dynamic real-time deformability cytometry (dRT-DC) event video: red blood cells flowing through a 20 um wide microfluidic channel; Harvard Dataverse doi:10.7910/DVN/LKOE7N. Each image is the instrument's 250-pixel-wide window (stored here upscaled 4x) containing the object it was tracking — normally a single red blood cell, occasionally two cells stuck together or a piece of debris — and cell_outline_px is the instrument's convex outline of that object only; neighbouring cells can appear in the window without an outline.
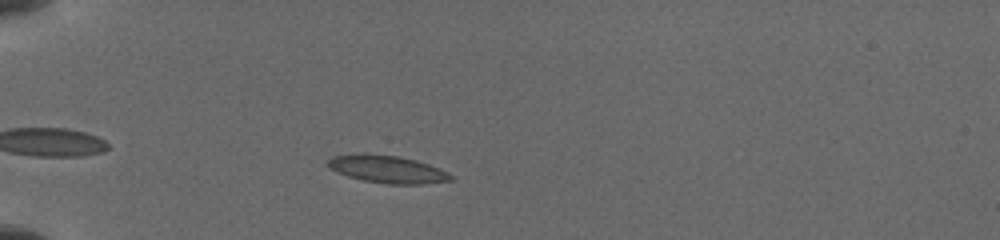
{"species": "common noctule bat (a hibernating species)", "species_latin": "Nyctalus noctula", "temperature_condition": "cold", "stored_images_in_passage": 12, "camera_frame_rate_fps": 3000, "um_per_image_px": 0.085, "animal": {"sex": "female", "body_mass_g": 19.5, "forearm_length_mm": 54.1}, "frame": {"image": 1, "passage_image": 5, "time_ms": 2.667, "image_size_px": [1000, 240], "cell_outline_px": [[452, 180], [420, 184], [388, 184], [364, 180], [348, 176], [336, 172], [328, 168], [328, 160], [332, 156], [364, 152], [400, 156], [416, 160], [428, 164], [452, 176]], "centroid_in_image_um": [32.84, 14.36], "position_along_channel_um": 52.2, "area_um2": 19.65}}
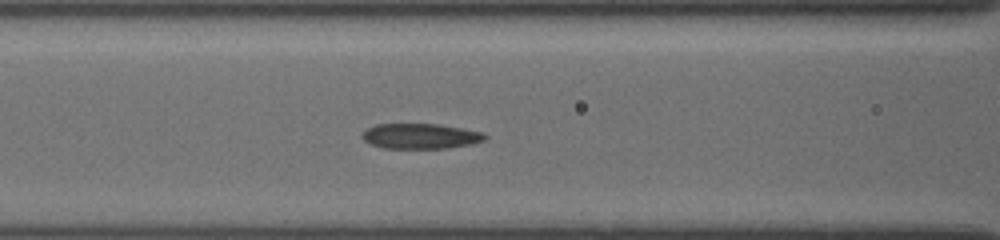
{"frame": {"image": 2, "passage_image": 9, "time_ms": 5.333, "image_size_px": [1000, 240], "cell_outline_px": [[488, 136], [484, 140], [472, 144], [448, 148], [384, 148], [372, 144], [364, 140], [360, 136], [368, 128], [376, 124], [436, 124], [484, 132]], "centroid_in_image_um": [35.76, 11.57], "position_along_channel_um": 130.8, "area_um2": 17.98}}
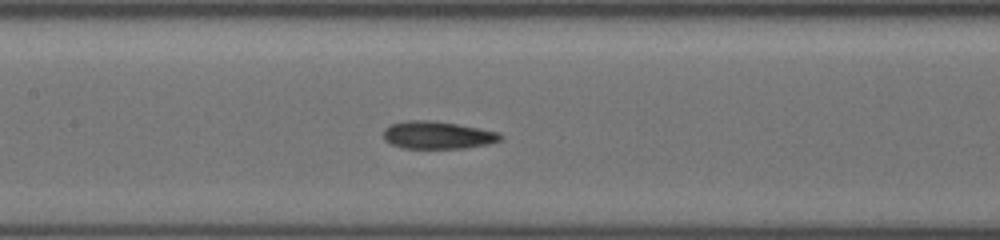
{"frame": {"image": 3, "passage_image": 12, "time_ms": 6.333, "image_size_px": [1000, 240], "cell_outline_px": [[504, 136], [500, 140], [488, 144], [464, 148], [404, 148], [392, 144], [384, 140], [384, 128], [392, 124], [408, 120], [428, 120], [456, 124], [480, 128], [500, 132]], "centroid_in_image_um": [37.21, 11.48], "position_along_channel_um": 170.2, "area_um2": 18.73}}